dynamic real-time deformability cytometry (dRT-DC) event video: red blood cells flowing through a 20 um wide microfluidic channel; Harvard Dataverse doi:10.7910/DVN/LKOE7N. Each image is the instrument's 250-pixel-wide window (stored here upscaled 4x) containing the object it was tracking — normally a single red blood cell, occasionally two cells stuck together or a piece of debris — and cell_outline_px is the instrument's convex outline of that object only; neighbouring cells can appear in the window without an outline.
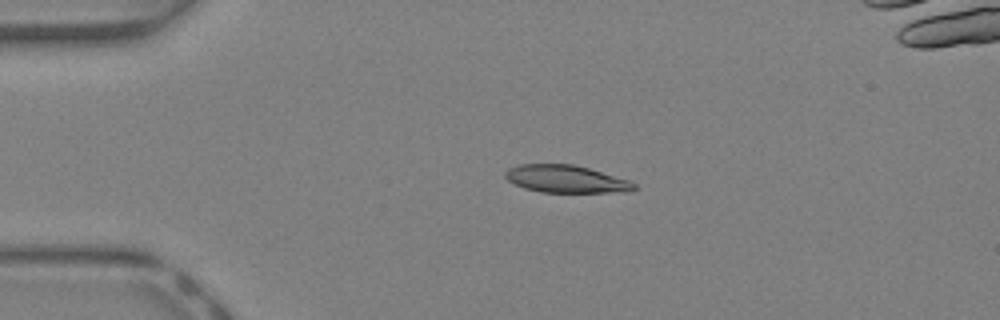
{"species": "Egyptian fruit bat (a non-hibernating species)", "species_latin": "Rousettus aegyptiacus", "temperature_condition": "warm", "stored_images_in_passage": 23, "camera_frame_rate_fps": 3000, "um_per_image_px": 0.085, "animal": {"sex": "female"}, "frame": {"image": 1, "passage_image": 2, "time_ms": 0.333, "image_size_px": [1000, 320], "cell_outline_px": [[620, 188], [592, 192], [552, 192], [532, 188], [524, 184], [564, 168], [580, 168], [596, 172], [604, 176]], "centroid_in_image_um": [48.69, 15.44], "position_along_channel_um": 36.3, "area_um2": 11.1}}
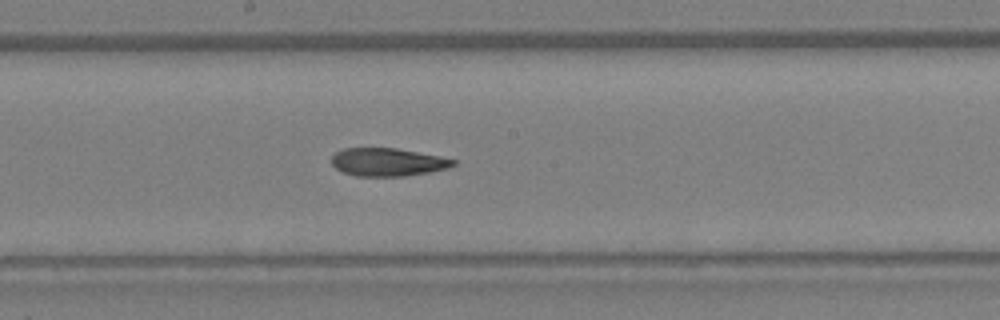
{"frame": {"image": 2, "passage_image": 15, "time_ms": 4.667, "image_size_px": [1000, 320], "cell_outline_px": [[448, 164], [432, 168], [412, 172], [356, 172], [372, 148], [380, 148], [404, 152], [448, 160]], "centroid_in_image_um": [33.81, 13.75], "position_along_channel_um": 214.4, "area_um2": 10.69}}
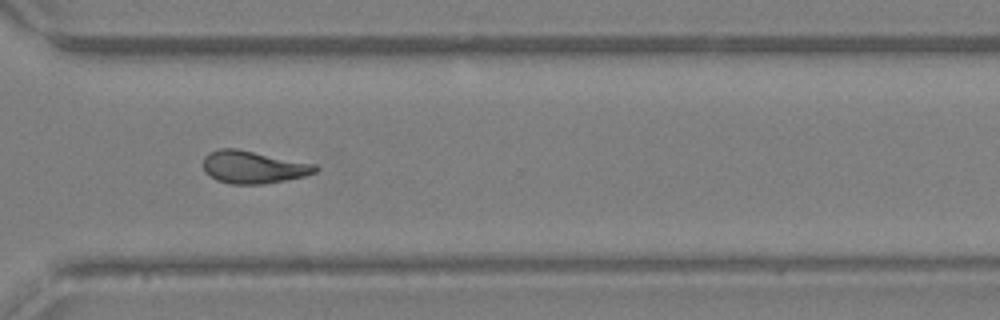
{"frame": {"image": 3, "passage_image": 23, "time_ms": 7.333, "image_size_px": [1000, 320], "cell_outline_px": [[316, 168], [308, 172], [296, 176], [272, 180], [224, 180], [216, 176], [212, 172], [232, 152], [244, 152]], "centroid_in_image_um": [21.86, 14.28], "position_along_channel_um": 348.7, "area_um2": 13.7}}